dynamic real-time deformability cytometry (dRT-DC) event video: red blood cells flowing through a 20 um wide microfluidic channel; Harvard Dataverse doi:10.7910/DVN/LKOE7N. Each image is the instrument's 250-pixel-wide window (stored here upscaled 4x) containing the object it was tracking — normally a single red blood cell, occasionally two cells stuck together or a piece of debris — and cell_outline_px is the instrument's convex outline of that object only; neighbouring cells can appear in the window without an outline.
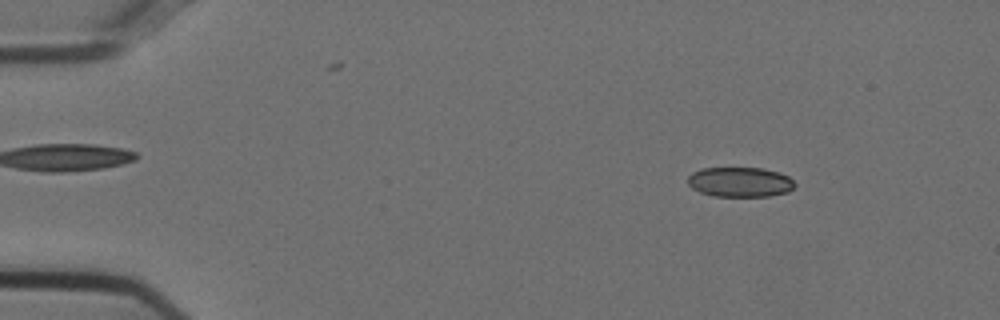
{"species": "Egyptian fruit bat (a non-hibernating species)", "species_latin": "Rousettus aegyptiacus", "temperature_condition": "cold", "stored_images_in_passage": 54, "camera_frame_rate_fps": 3000, "um_per_image_px": 0.085, "animal": {"sex": "female"}, "frame": {"image": 1, "passage_image": 7, "time_ms": 2.0, "image_size_px": [1000, 320], "cell_outline_px": [[796, 184], [788, 192], [768, 196], [716, 196], [700, 192], [692, 188], [688, 184], [688, 176], [692, 172], [700, 168], [764, 168], [780, 172], [788, 176]], "centroid_in_image_um": [62.9, 15.46], "position_along_channel_um": 22.1, "area_um2": 18.67}}
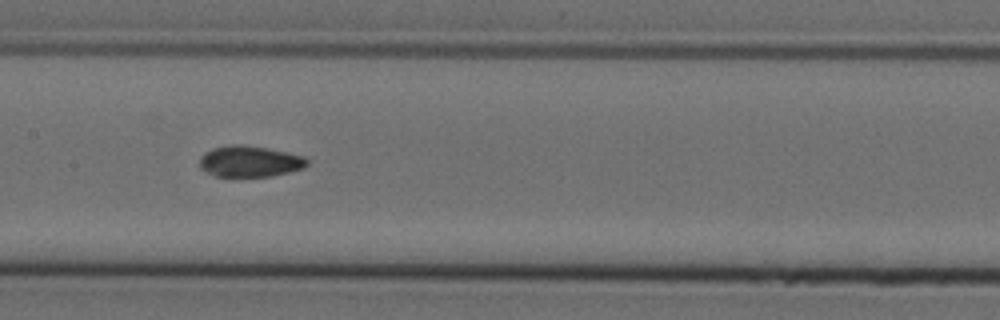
{"frame": {"image": 2, "passage_image": 27, "time_ms": 8.667, "image_size_px": [1000, 320], "cell_outline_px": [[308, 164], [304, 168], [272, 176], [216, 176], [200, 168], [200, 156], [212, 148], [232, 144], [240, 144], [268, 148], [288, 152], [304, 156], [308, 160]], "centroid_in_image_um": [21.25, 13.7], "position_along_channel_um": 186.2, "area_um2": 19.48}}
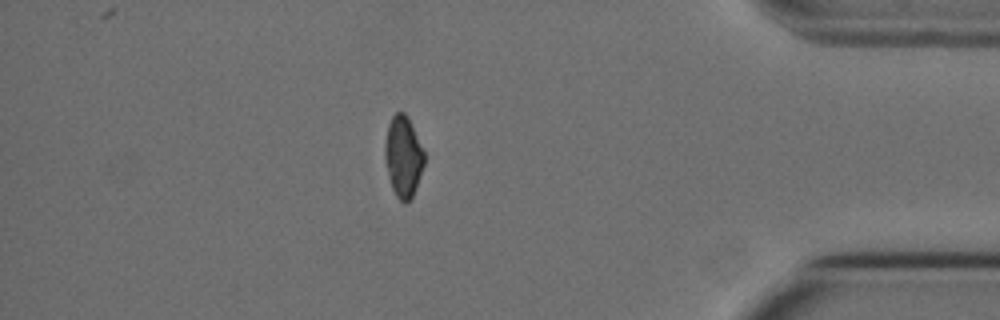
{"frame": {"image": 3, "passage_image": 47, "time_ms": 15.333, "image_size_px": [1000, 320], "cell_outline_px": [[424, 164], [412, 196], [404, 204], [396, 196], [392, 188], [388, 176], [384, 156], [384, 144], [388, 124], [392, 116], [396, 112], [404, 112], [408, 116], [424, 152]], "centroid_in_image_um": [34.25, 13.28], "position_along_channel_um": 401.0, "area_um2": 18.44}, "authors_computed_cell_mechanics": {"area_um2": 19.5653, "velocity_mm_per_s": 3.7452, "shape_relaxation_time_tau1_ms": null, "shape_relaxation_time_tau2_ms": 2.9259, "deformation_change_tau1": null, "deformation_change_tau2": 0.0626}}